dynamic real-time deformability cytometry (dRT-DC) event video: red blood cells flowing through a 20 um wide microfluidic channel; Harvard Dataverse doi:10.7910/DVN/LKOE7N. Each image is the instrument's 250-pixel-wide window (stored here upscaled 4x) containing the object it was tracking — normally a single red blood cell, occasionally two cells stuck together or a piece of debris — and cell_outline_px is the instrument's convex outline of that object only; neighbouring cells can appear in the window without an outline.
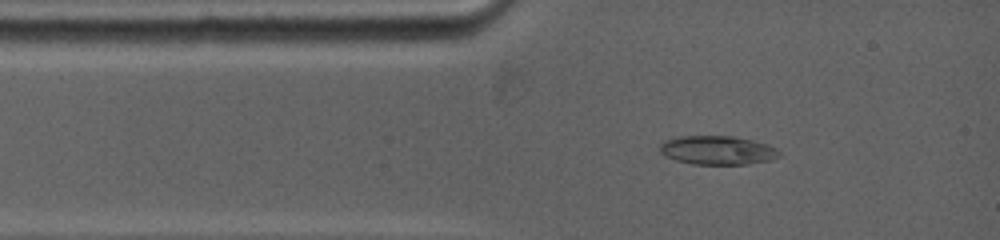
{"species": "common noctule bat (a hibernating species)", "species_latin": "Nyctalus noctula", "temperature_condition": "warm", "stored_images_in_passage": 11, "camera_frame_rate_fps": 5000, "um_per_image_px": 0.085, "animal": {"sex": "female", "body_mass_g": 19.0, "forearm_length_mm": 53.3}, "frame": {"image": 1, "passage_image": 5, "time_ms": 1.2, "image_size_px": [1000, 240], "cell_outline_px": [[780, 156], [768, 160], [748, 164], [692, 164], [676, 160], [664, 156], [660, 152], [660, 144], [664, 140], [680, 136], [736, 136], [768, 144], [776, 148], [780, 152]], "centroid_in_image_um": [60.97, 12.76], "position_along_channel_um": 24.0, "area_um2": 20.11}}
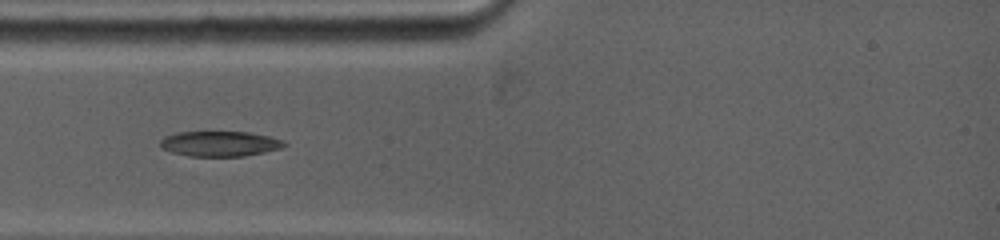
{"frame": {"image": 2, "passage_image": 10, "time_ms": 2.6, "image_size_px": [1000, 240], "cell_outline_px": [[288, 144], [280, 148], [264, 152], [244, 156], [188, 156], [172, 152], [160, 148], [160, 140], [164, 136], [176, 132], [248, 132], [268, 136], [284, 140]], "centroid_in_image_um": [18.66, 12.21], "position_along_channel_um": 66.3, "area_um2": 18.26}}